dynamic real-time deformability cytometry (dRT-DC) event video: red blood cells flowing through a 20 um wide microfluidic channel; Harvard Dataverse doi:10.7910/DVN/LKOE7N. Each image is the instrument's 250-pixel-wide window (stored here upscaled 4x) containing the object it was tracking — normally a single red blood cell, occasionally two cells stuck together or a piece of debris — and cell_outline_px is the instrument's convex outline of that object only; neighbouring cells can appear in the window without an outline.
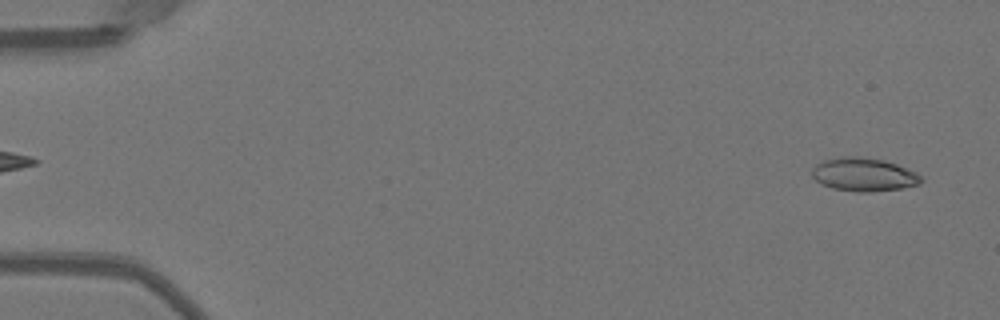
{"species": "Egyptian fruit bat (a non-hibernating species)", "species_latin": "Rousettus aegyptiacus", "temperature_condition": "warm", "stored_images_in_passage": 9, "camera_frame_rate_fps": 3000, "um_per_image_px": 0.085, "animal": {"sex": "female"}, "frame": {"image": 1, "passage_image": 2, "time_ms": 0.333, "image_size_px": [1000, 320], "cell_outline_px": [[924, 180], [920, 184], [900, 188], [868, 192], [860, 192], [832, 188], [820, 184], [812, 176], [812, 168], [816, 164], [824, 160], [840, 156], [856, 156], [884, 160], [896, 164], [916, 172]], "centroid_in_image_um": [73.4, 14.83], "position_along_channel_um": 11.6, "area_um2": 21.21}}